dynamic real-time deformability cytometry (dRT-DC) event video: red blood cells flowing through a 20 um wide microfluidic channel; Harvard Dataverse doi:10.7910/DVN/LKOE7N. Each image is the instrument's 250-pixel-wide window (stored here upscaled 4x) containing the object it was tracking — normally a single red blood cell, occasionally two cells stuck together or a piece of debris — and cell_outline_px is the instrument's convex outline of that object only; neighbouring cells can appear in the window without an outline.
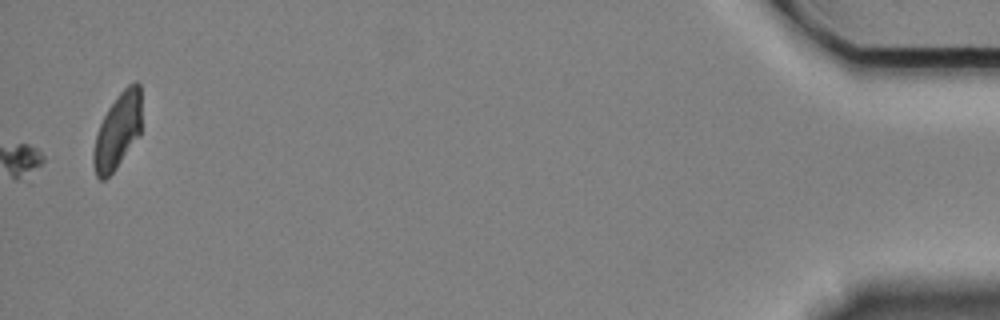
{"species": "Egyptian fruit bat (a non-hibernating species)", "species_latin": "Rousettus aegyptiacus", "temperature_condition": "cold", "stored_images_in_passage": 51, "camera_frame_rate_fps": 3000, "um_per_image_px": 0.085, "animal": {"sex": "female"}, "frame": {"image": 1, "passage_image": 51, "time_ms": 16.667, "image_size_px": [1000, 320], "cell_outline_px": [[140, 136], [116, 168], [104, 180], [100, 180], [96, 176], [92, 164], [92, 152], [96, 132], [108, 108], [116, 96], [128, 84], [136, 80], [140, 84]], "centroid_in_image_um": [9.97, 11.15], "position_along_channel_um": 425.2, "area_um2": 21.39}}